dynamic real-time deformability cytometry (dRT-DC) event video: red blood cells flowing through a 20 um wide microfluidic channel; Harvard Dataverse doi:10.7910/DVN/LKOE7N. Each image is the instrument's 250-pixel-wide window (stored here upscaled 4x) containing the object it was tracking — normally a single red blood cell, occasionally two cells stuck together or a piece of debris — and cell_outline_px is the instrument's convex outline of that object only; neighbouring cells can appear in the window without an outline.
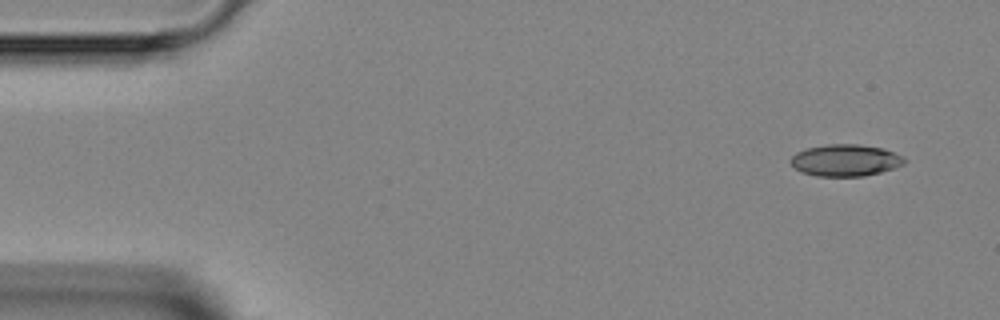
{"species": "Egyptian fruit bat (a non-hibernating species)", "species_latin": "Rousettus aegyptiacus", "temperature_condition": "room temperature", "stored_images_in_passage": 4, "camera_frame_rate_fps": 3000, "um_per_image_px": 0.085, "animal": {"sex": "female"}, "frame": {"image": 1, "passage_image": 1, "time_ms": 0.0, "image_size_px": [1000, 320], "cell_outline_px": [[908, 160], [904, 164], [880, 172], [864, 176], [816, 176], [800, 172], [788, 160], [796, 152], [808, 148], [828, 144], [856, 144], [884, 148], [904, 156]], "centroid_in_image_um": [71.87, 13.62], "position_along_channel_um": 13.1, "area_um2": 21.15}}
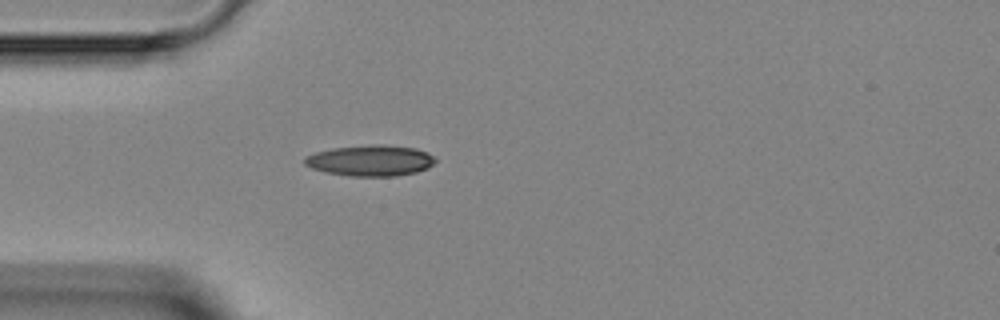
{"frame": {"image": 2, "passage_image": 4, "time_ms": 3.333, "image_size_px": [1000, 320], "cell_outline_px": [[436, 160], [428, 168], [416, 172], [396, 176], [348, 176], [324, 172], [312, 168], [304, 164], [304, 156], [316, 152], [332, 148], [372, 144], [380, 144], [416, 148], [428, 152]], "centroid_in_image_um": [31.47, 13.64], "position_along_channel_um": 53.5, "area_um2": 23.7}}